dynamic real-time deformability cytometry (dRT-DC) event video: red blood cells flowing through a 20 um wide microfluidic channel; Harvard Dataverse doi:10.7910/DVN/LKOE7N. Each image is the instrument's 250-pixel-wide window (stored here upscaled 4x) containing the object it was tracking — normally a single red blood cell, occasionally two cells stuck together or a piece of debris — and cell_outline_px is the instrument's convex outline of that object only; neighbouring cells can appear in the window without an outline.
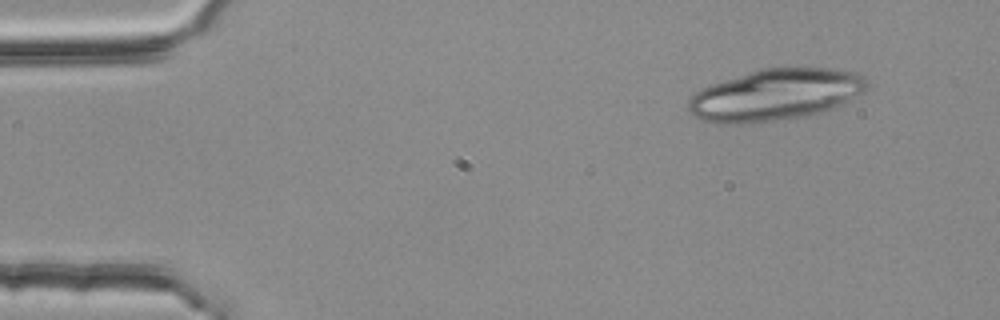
{"species": "common noctule bat (a hibernating species)", "species_latin": "Nyctalus noctula", "temperature_condition": "room temperature", "stored_images_in_passage": 4, "camera_frame_rate_fps": 3000, "um_per_image_px": 0.085, "animal": {"sex": "female", "body_mass_g": 25.1}, "frame": {"image": 1, "passage_image": 1, "time_ms": 0.0, "image_size_px": [1000, 320], "cell_outline_px": [[868, 88], [864, 92], [816, 116], [740, 124], [724, 124], [700, 120], [688, 108], [688, 100], [696, 92], [712, 84], [760, 68], [832, 68], [856, 72], [864, 76], [868, 80]], "centroid_in_image_um": [65.96, 8.06], "position_along_channel_um": 19.0, "area_um2": 53.81}}